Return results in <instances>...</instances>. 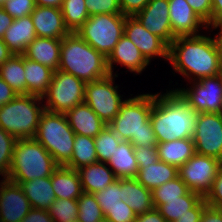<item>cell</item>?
I'll return each instance as SVG.
<instances>
[{"label": "cell", "instance_id": "1", "mask_svg": "<svg viewBox=\"0 0 222 222\" xmlns=\"http://www.w3.org/2000/svg\"><path fill=\"white\" fill-rule=\"evenodd\" d=\"M178 36L169 45L168 62L189 82L222 74L213 33ZM211 34V36H209Z\"/></svg>", "mask_w": 222, "mask_h": 222}, {"label": "cell", "instance_id": "2", "mask_svg": "<svg viewBox=\"0 0 222 222\" xmlns=\"http://www.w3.org/2000/svg\"><path fill=\"white\" fill-rule=\"evenodd\" d=\"M198 113L174 89L154 94L150 123L157 143L192 138Z\"/></svg>", "mask_w": 222, "mask_h": 222}, {"label": "cell", "instance_id": "3", "mask_svg": "<svg viewBox=\"0 0 222 222\" xmlns=\"http://www.w3.org/2000/svg\"><path fill=\"white\" fill-rule=\"evenodd\" d=\"M130 95L108 126L121 140L130 141L133 146H156L157 140L150 123L154 94Z\"/></svg>", "mask_w": 222, "mask_h": 222}, {"label": "cell", "instance_id": "4", "mask_svg": "<svg viewBox=\"0 0 222 222\" xmlns=\"http://www.w3.org/2000/svg\"><path fill=\"white\" fill-rule=\"evenodd\" d=\"M58 70L72 74L85 83L110 74L107 58L84 41L77 32H70L62 38Z\"/></svg>", "mask_w": 222, "mask_h": 222}, {"label": "cell", "instance_id": "5", "mask_svg": "<svg viewBox=\"0 0 222 222\" xmlns=\"http://www.w3.org/2000/svg\"><path fill=\"white\" fill-rule=\"evenodd\" d=\"M59 167L51 154L35 139H17L8 180L28 182L50 177Z\"/></svg>", "mask_w": 222, "mask_h": 222}, {"label": "cell", "instance_id": "6", "mask_svg": "<svg viewBox=\"0 0 222 222\" xmlns=\"http://www.w3.org/2000/svg\"><path fill=\"white\" fill-rule=\"evenodd\" d=\"M43 101L39 96L18 94L0 107V128L16 139L34 138L45 111Z\"/></svg>", "mask_w": 222, "mask_h": 222}, {"label": "cell", "instance_id": "7", "mask_svg": "<svg viewBox=\"0 0 222 222\" xmlns=\"http://www.w3.org/2000/svg\"><path fill=\"white\" fill-rule=\"evenodd\" d=\"M54 158L59 166H65L72 157L75 133L65 114L44 111L39 119L34 137Z\"/></svg>", "mask_w": 222, "mask_h": 222}, {"label": "cell", "instance_id": "8", "mask_svg": "<svg viewBox=\"0 0 222 222\" xmlns=\"http://www.w3.org/2000/svg\"><path fill=\"white\" fill-rule=\"evenodd\" d=\"M125 22L123 14L92 15L76 32L107 58L124 35Z\"/></svg>", "mask_w": 222, "mask_h": 222}, {"label": "cell", "instance_id": "9", "mask_svg": "<svg viewBox=\"0 0 222 222\" xmlns=\"http://www.w3.org/2000/svg\"><path fill=\"white\" fill-rule=\"evenodd\" d=\"M85 82L79 78L56 70L48 91L42 97L44 109L52 113L66 114L85 100Z\"/></svg>", "mask_w": 222, "mask_h": 222}, {"label": "cell", "instance_id": "10", "mask_svg": "<svg viewBox=\"0 0 222 222\" xmlns=\"http://www.w3.org/2000/svg\"><path fill=\"white\" fill-rule=\"evenodd\" d=\"M118 73L109 74L105 78L85 84L84 102L108 125L119 113L121 105L126 100L120 95L119 86L115 85ZM115 85V86H114Z\"/></svg>", "mask_w": 222, "mask_h": 222}, {"label": "cell", "instance_id": "11", "mask_svg": "<svg viewBox=\"0 0 222 222\" xmlns=\"http://www.w3.org/2000/svg\"><path fill=\"white\" fill-rule=\"evenodd\" d=\"M188 83L186 89L179 87L175 90L190 107L197 113H222V74Z\"/></svg>", "mask_w": 222, "mask_h": 222}, {"label": "cell", "instance_id": "12", "mask_svg": "<svg viewBox=\"0 0 222 222\" xmlns=\"http://www.w3.org/2000/svg\"><path fill=\"white\" fill-rule=\"evenodd\" d=\"M222 161L195 153L184 165L178 169V176L192 192L203 198L210 191Z\"/></svg>", "mask_w": 222, "mask_h": 222}, {"label": "cell", "instance_id": "13", "mask_svg": "<svg viewBox=\"0 0 222 222\" xmlns=\"http://www.w3.org/2000/svg\"><path fill=\"white\" fill-rule=\"evenodd\" d=\"M192 138L195 153L222 161V113H198Z\"/></svg>", "mask_w": 222, "mask_h": 222}, {"label": "cell", "instance_id": "14", "mask_svg": "<svg viewBox=\"0 0 222 222\" xmlns=\"http://www.w3.org/2000/svg\"><path fill=\"white\" fill-rule=\"evenodd\" d=\"M124 35L137 46L150 64L155 57H162L161 59L168 61L169 46L143 27L135 16H126Z\"/></svg>", "mask_w": 222, "mask_h": 222}, {"label": "cell", "instance_id": "15", "mask_svg": "<svg viewBox=\"0 0 222 222\" xmlns=\"http://www.w3.org/2000/svg\"><path fill=\"white\" fill-rule=\"evenodd\" d=\"M31 208L19 184L7 178L0 181V222H20Z\"/></svg>", "mask_w": 222, "mask_h": 222}, {"label": "cell", "instance_id": "16", "mask_svg": "<svg viewBox=\"0 0 222 222\" xmlns=\"http://www.w3.org/2000/svg\"><path fill=\"white\" fill-rule=\"evenodd\" d=\"M135 17L143 27L160 37L168 46L175 39L170 24L168 0H150Z\"/></svg>", "mask_w": 222, "mask_h": 222}, {"label": "cell", "instance_id": "17", "mask_svg": "<svg viewBox=\"0 0 222 222\" xmlns=\"http://www.w3.org/2000/svg\"><path fill=\"white\" fill-rule=\"evenodd\" d=\"M173 36H196L208 29L186 0H168ZM202 28V29H201ZM203 30V31H201Z\"/></svg>", "mask_w": 222, "mask_h": 222}, {"label": "cell", "instance_id": "18", "mask_svg": "<svg viewBox=\"0 0 222 222\" xmlns=\"http://www.w3.org/2000/svg\"><path fill=\"white\" fill-rule=\"evenodd\" d=\"M114 64H119L127 68L128 72L139 75L150 63L145 59L137 46L126 35H123L107 57L108 70L113 75L115 73L113 71L114 67H116Z\"/></svg>", "mask_w": 222, "mask_h": 222}, {"label": "cell", "instance_id": "19", "mask_svg": "<svg viewBox=\"0 0 222 222\" xmlns=\"http://www.w3.org/2000/svg\"><path fill=\"white\" fill-rule=\"evenodd\" d=\"M30 16L37 37L62 39L70 33L60 8L36 6Z\"/></svg>", "mask_w": 222, "mask_h": 222}, {"label": "cell", "instance_id": "20", "mask_svg": "<svg viewBox=\"0 0 222 222\" xmlns=\"http://www.w3.org/2000/svg\"><path fill=\"white\" fill-rule=\"evenodd\" d=\"M61 40L46 37H36L26 48L25 58L40 63L54 72L60 65Z\"/></svg>", "mask_w": 222, "mask_h": 222}, {"label": "cell", "instance_id": "21", "mask_svg": "<svg viewBox=\"0 0 222 222\" xmlns=\"http://www.w3.org/2000/svg\"><path fill=\"white\" fill-rule=\"evenodd\" d=\"M65 115L75 134L95 138L106 126L85 102L76 105Z\"/></svg>", "mask_w": 222, "mask_h": 222}, {"label": "cell", "instance_id": "22", "mask_svg": "<svg viewBox=\"0 0 222 222\" xmlns=\"http://www.w3.org/2000/svg\"><path fill=\"white\" fill-rule=\"evenodd\" d=\"M37 37L31 16L14 19L2 37L10 51L23 55L27 46Z\"/></svg>", "mask_w": 222, "mask_h": 222}, {"label": "cell", "instance_id": "23", "mask_svg": "<svg viewBox=\"0 0 222 222\" xmlns=\"http://www.w3.org/2000/svg\"><path fill=\"white\" fill-rule=\"evenodd\" d=\"M77 171L84 193L100 192L117 180L108 164L103 162L83 166Z\"/></svg>", "mask_w": 222, "mask_h": 222}, {"label": "cell", "instance_id": "24", "mask_svg": "<svg viewBox=\"0 0 222 222\" xmlns=\"http://www.w3.org/2000/svg\"><path fill=\"white\" fill-rule=\"evenodd\" d=\"M121 201L133 209L136 215L146 213L154 208L152 191L145 188L135 178L120 179Z\"/></svg>", "mask_w": 222, "mask_h": 222}, {"label": "cell", "instance_id": "25", "mask_svg": "<svg viewBox=\"0 0 222 222\" xmlns=\"http://www.w3.org/2000/svg\"><path fill=\"white\" fill-rule=\"evenodd\" d=\"M51 184L56 199H78L83 193L77 170L59 166L51 175Z\"/></svg>", "mask_w": 222, "mask_h": 222}, {"label": "cell", "instance_id": "26", "mask_svg": "<svg viewBox=\"0 0 222 222\" xmlns=\"http://www.w3.org/2000/svg\"><path fill=\"white\" fill-rule=\"evenodd\" d=\"M157 151L160 161L179 169L195 154V145L193 138L176 139L157 143Z\"/></svg>", "mask_w": 222, "mask_h": 222}, {"label": "cell", "instance_id": "27", "mask_svg": "<svg viewBox=\"0 0 222 222\" xmlns=\"http://www.w3.org/2000/svg\"><path fill=\"white\" fill-rule=\"evenodd\" d=\"M177 176L178 169L175 166L159 160L151 165H138V173L135 179L145 188L153 191Z\"/></svg>", "mask_w": 222, "mask_h": 222}, {"label": "cell", "instance_id": "28", "mask_svg": "<svg viewBox=\"0 0 222 222\" xmlns=\"http://www.w3.org/2000/svg\"><path fill=\"white\" fill-rule=\"evenodd\" d=\"M117 179L135 178L138 173L134 147L130 141L121 140L107 162Z\"/></svg>", "mask_w": 222, "mask_h": 222}, {"label": "cell", "instance_id": "29", "mask_svg": "<svg viewBox=\"0 0 222 222\" xmlns=\"http://www.w3.org/2000/svg\"><path fill=\"white\" fill-rule=\"evenodd\" d=\"M14 183L21 186L24 195L30 201L32 208L48 210L53 201L56 200V196L51 184V176L33 179L28 182Z\"/></svg>", "mask_w": 222, "mask_h": 222}, {"label": "cell", "instance_id": "30", "mask_svg": "<svg viewBox=\"0 0 222 222\" xmlns=\"http://www.w3.org/2000/svg\"><path fill=\"white\" fill-rule=\"evenodd\" d=\"M26 94L43 97L48 91L54 71L24 57Z\"/></svg>", "mask_w": 222, "mask_h": 222}, {"label": "cell", "instance_id": "31", "mask_svg": "<svg viewBox=\"0 0 222 222\" xmlns=\"http://www.w3.org/2000/svg\"><path fill=\"white\" fill-rule=\"evenodd\" d=\"M202 199L203 197L200 194L189 190L179 199L164 200V205H160L157 210L167 222H173L186 214H192V208Z\"/></svg>", "mask_w": 222, "mask_h": 222}, {"label": "cell", "instance_id": "32", "mask_svg": "<svg viewBox=\"0 0 222 222\" xmlns=\"http://www.w3.org/2000/svg\"><path fill=\"white\" fill-rule=\"evenodd\" d=\"M0 77L17 93L26 94L24 55L13 54L0 66Z\"/></svg>", "mask_w": 222, "mask_h": 222}, {"label": "cell", "instance_id": "33", "mask_svg": "<svg viewBox=\"0 0 222 222\" xmlns=\"http://www.w3.org/2000/svg\"><path fill=\"white\" fill-rule=\"evenodd\" d=\"M72 157L65 165L74 170L98 162L93 137L75 134Z\"/></svg>", "mask_w": 222, "mask_h": 222}, {"label": "cell", "instance_id": "34", "mask_svg": "<svg viewBox=\"0 0 222 222\" xmlns=\"http://www.w3.org/2000/svg\"><path fill=\"white\" fill-rule=\"evenodd\" d=\"M60 9L70 32H76L90 17L85 0H64Z\"/></svg>", "mask_w": 222, "mask_h": 222}, {"label": "cell", "instance_id": "35", "mask_svg": "<svg viewBox=\"0 0 222 222\" xmlns=\"http://www.w3.org/2000/svg\"><path fill=\"white\" fill-rule=\"evenodd\" d=\"M189 191L182 179L177 176L152 191L153 205L157 209L160 205H164V200L179 199Z\"/></svg>", "mask_w": 222, "mask_h": 222}, {"label": "cell", "instance_id": "36", "mask_svg": "<svg viewBox=\"0 0 222 222\" xmlns=\"http://www.w3.org/2000/svg\"><path fill=\"white\" fill-rule=\"evenodd\" d=\"M98 162L107 163L118 147L121 139L106 125L94 138Z\"/></svg>", "mask_w": 222, "mask_h": 222}, {"label": "cell", "instance_id": "37", "mask_svg": "<svg viewBox=\"0 0 222 222\" xmlns=\"http://www.w3.org/2000/svg\"><path fill=\"white\" fill-rule=\"evenodd\" d=\"M80 222H100L104 215L93 194L82 193L77 199Z\"/></svg>", "mask_w": 222, "mask_h": 222}, {"label": "cell", "instance_id": "38", "mask_svg": "<svg viewBox=\"0 0 222 222\" xmlns=\"http://www.w3.org/2000/svg\"><path fill=\"white\" fill-rule=\"evenodd\" d=\"M47 211L54 222H70L77 220V199H56Z\"/></svg>", "mask_w": 222, "mask_h": 222}, {"label": "cell", "instance_id": "39", "mask_svg": "<svg viewBox=\"0 0 222 222\" xmlns=\"http://www.w3.org/2000/svg\"><path fill=\"white\" fill-rule=\"evenodd\" d=\"M16 138L0 128V176L8 178Z\"/></svg>", "mask_w": 222, "mask_h": 222}, {"label": "cell", "instance_id": "40", "mask_svg": "<svg viewBox=\"0 0 222 222\" xmlns=\"http://www.w3.org/2000/svg\"><path fill=\"white\" fill-rule=\"evenodd\" d=\"M95 200L101 207L102 213L105 216L108 213V209L120 204L122 199L120 179H117L104 190L93 193Z\"/></svg>", "mask_w": 222, "mask_h": 222}, {"label": "cell", "instance_id": "41", "mask_svg": "<svg viewBox=\"0 0 222 222\" xmlns=\"http://www.w3.org/2000/svg\"><path fill=\"white\" fill-rule=\"evenodd\" d=\"M89 16L97 14H122L119 0H85Z\"/></svg>", "mask_w": 222, "mask_h": 222}, {"label": "cell", "instance_id": "42", "mask_svg": "<svg viewBox=\"0 0 222 222\" xmlns=\"http://www.w3.org/2000/svg\"><path fill=\"white\" fill-rule=\"evenodd\" d=\"M35 7V0H6L2 8L13 19H18L29 16Z\"/></svg>", "mask_w": 222, "mask_h": 222}, {"label": "cell", "instance_id": "43", "mask_svg": "<svg viewBox=\"0 0 222 222\" xmlns=\"http://www.w3.org/2000/svg\"><path fill=\"white\" fill-rule=\"evenodd\" d=\"M104 217L113 222H134L136 214L127 203L120 201V204L108 209V213Z\"/></svg>", "mask_w": 222, "mask_h": 222}, {"label": "cell", "instance_id": "44", "mask_svg": "<svg viewBox=\"0 0 222 222\" xmlns=\"http://www.w3.org/2000/svg\"><path fill=\"white\" fill-rule=\"evenodd\" d=\"M204 199L207 205L222 209V166L219 168L212 187Z\"/></svg>", "mask_w": 222, "mask_h": 222}, {"label": "cell", "instance_id": "45", "mask_svg": "<svg viewBox=\"0 0 222 222\" xmlns=\"http://www.w3.org/2000/svg\"><path fill=\"white\" fill-rule=\"evenodd\" d=\"M137 165L155 164L159 161L157 145L153 147L133 146Z\"/></svg>", "mask_w": 222, "mask_h": 222}, {"label": "cell", "instance_id": "46", "mask_svg": "<svg viewBox=\"0 0 222 222\" xmlns=\"http://www.w3.org/2000/svg\"><path fill=\"white\" fill-rule=\"evenodd\" d=\"M193 11L211 28V0H186Z\"/></svg>", "mask_w": 222, "mask_h": 222}, {"label": "cell", "instance_id": "47", "mask_svg": "<svg viewBox=\"0 0 222 222\" xmlns=\"http://www.w3.org/2000/svg\"><path fill=\"white\" fill-rule=\"evenodd\" d=\"M150 0H119L120 8L124 16H135Z\"/></svg>", "mask_w": 222, "mask_h": 222}, {"label": "cell", "instance_id": "48", "mask_svg": "<svg viewBox=\"0 0 222 222\" xmlns=\"http://www.w3.org/2000/svg\"><path fill=\"white\" fill-rule=\"evenodd\" d=\"M20 222H54L47 210L31 208Z\"/></svg>", "mask_w": 222, "mask_h": 222}, {"label": "cell", "instance_id": "49", "mask_svg": "<svg viewBox=\"0 0 222 222\" xmlns=\"http://www.w3.org/2000/svg\"><path fill=\"white\" fill-rule=\"evenodd\" d=\"M200 222H222V209L206 205L200 216Z\"/></svg>", "mask_w": 222, "mask_h": 222}, {"label": "cell", "instance_id": "50", "mask_svg": "<svg viewBox=\"0 0 222 222\" xmlns=\"http://www.w3.org/2000/svg\"><path fill=\"white\" fill-rule=\"evenodd\" d=\"M206 205L207 203L203 198L194 208H192V214H186L173 222H200V216Z\"/></svg>", "mask_w": 222, "mask_h": 222}, {"label": "cell", "instance_id": "51", "mask_svg": "<svg viewBox=\"0 0 222 222\" xmlns=\"http://www.w3.org/2000/svg\"><path fill=\"white\" fill-rule=\"evenodd\" d=\"M211 28L222 25V0H211Z\"/></svg>", "mask_w": 222, "mask_h": 222}, {"label": "cell", "instance_id": "52", "mask_svg": "<svg viewBox=\"0 0 222 222\" xmlns=\"http://www.w3.org/2000/svg\"><path fill=\"white\" fill-rule=\"evenodd\" d=\"M18 94L0 77V107L13 100Z\"/></svg>", "mask_w": 222, "mask_h": 222}, {"label": "cell", "instance_id": "53", "mask_svg": "<svg viewBox=\"0 0 222 222\" xmlns=\"http://www.w3.org/2000/svg\"><path fill=\"white\" fill-rule=\"evenodd\" d=\"M134 222H167L155 208L143 214L136 215Z\"/></svg>", "mask_w": 222, "mask_h": 222}, {"label": "cell", "instance_id": "54", "mask_svg": "<svg viewBox=\"0 0 222 222\" xmlns=\"http://www.w3.org/2000/svg\"><path fill=\"white\" fill-rule=\"evenodd\" d=\"M13 20L14 19L0 7V39H2L5 31L12 24Z\"/></svg>", "mask_w": 222, "mask_h": 222}, {"label": "cell", "instance_id": "55", "mask_svg": "<svg viewBox=\"0 0 222 222\" xmlns=\"http://www.w3.org/2000/svg\"><path fill=\"white\" fill-rule=\"evenodd\" d=\"M218 29L219 31L215 33L216 34L215 36L213 35V38L218 49V55H219L220 63L222 66V28L221 27L208 28V31L210 30L209 32H213V30L215 31Z\"/></svg>", "mask_w": 222, "mask_h": 222}, {"label": "cell", "instance_id": "56", "mask_svg": "<svg viewBox=\"0 0 222 222\" xmlns=\"http://www.w3.org/2000/svg\"><path fill=\"white\" fill-rule=\"evenodd\" d=\"M13 53L10 51V49L7 47V45L3 42L2 39H0V66L6 62Z\"/></svg>", "mask_w": 222, "mask_h": 222}, {"label": "cell", "instance_id": "57", "mask_svg": "<svg viewBox=\"0 0 222 222\" xmlns=\"http://www.w3.org/2000/svg\"><path fill=\"white\" fill-rule=\"evenodd\" d=\"M64 0H35L36 6L61 8Z\"/></svg>", "mask_w": 222, "mask_h": 222}, {"label": "cell", "instance_id": "58", "mask_svg": "<svg viewBox=\"0 0 222 222\" xmlns=\"http://www.w3.org/2000/svg\"><path fill=\"white\" fill-rule=\"evenodd\" d=\"M100 222H113L112 220L104 217Z\"/></svg>", "mask_w": 222, "mask_h": 222}, {"label": "cell", "instance_id": "59", "mask_svg": "<svg viewBox=\"0 0 222 222\" xmlns=\"http://www.w3.org/2000/svg\"><path fill=\"white\" fill-rule=\"evenodd\" d=\"M6 0H0V7H3Z\"/></svg>", "mask_w": 222, "mask_h": 222}, {"label": "cell", "instance_id": "60", "mask_svg": "<svg viewBox=\"0 0 222 222\" xmlns=\"http://www.w3.org/2000/svg\"><path fill=\"white\" fill-rule=\"evenodd\" d=\"M70 222H80V221L77 219V220H73V221H70Z\"/></svg>", "mask_w": 222, "mask_h": 222}]
</instances>
